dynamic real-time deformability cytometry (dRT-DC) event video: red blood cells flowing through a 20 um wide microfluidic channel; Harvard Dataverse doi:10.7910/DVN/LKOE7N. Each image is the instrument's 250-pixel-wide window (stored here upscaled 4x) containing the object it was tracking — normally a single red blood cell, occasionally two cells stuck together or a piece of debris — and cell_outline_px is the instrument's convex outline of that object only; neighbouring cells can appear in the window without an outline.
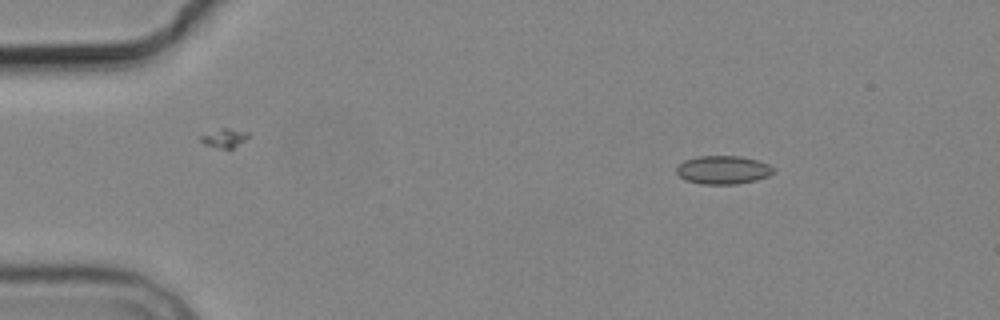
{"species": "common noctule bat (a hibernating species)", "species_latin": "Nyctalus noctula", "temperature_condition": "cold", "stored_images_in_passage": 13, "camera_frame_rate_fps": 3000, "um_per_image_px": 0.085, "animal": {"sex": "male", "body_mass_g": 19.2, "forearm_length_mm": 51.8}, "frame": {"image": 1, "passage_image": 1, "time_ms": 0.0, "image_size_px": [1000, 320], "cell_outline_px": [[776, 172], [768, 176], [756, 180], [736, 184], [700, 184], [684, 180], [676, 172], [676, 168], [684, 160], [700, 156], [740, 156], [756, 160], [768, 164], [776, 168]], "centroid_in_image_um": [61.48, 14.45], "position_along_channel_um": 23.5, "area_um2": 16.13}}
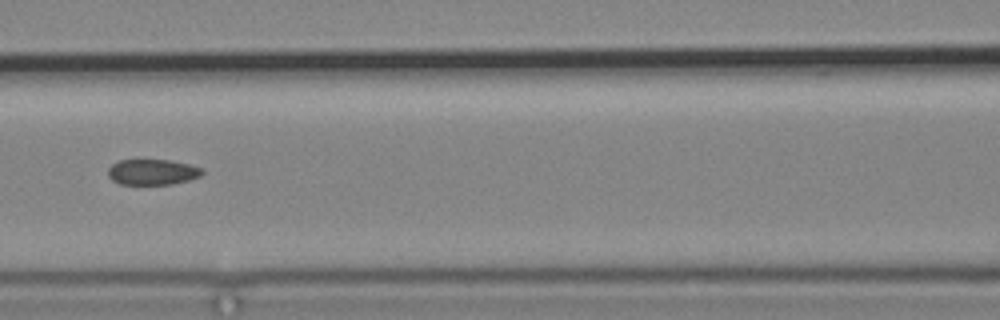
{"frame": {"image": 2, "passage_image": 5, "time_ms": 5.667, "image_size_px": [1000, 320], "cell_outline_px": [[204, 172], [200, 176], [188, 180], [172, 184], [120, 184], [112, 180], [108, 176], [108, 168], [112, 164], [120, 160], [136, 156], [172, 160], [204, 168]], "centroid_in_image_um": [12.92, 14.56], "position_along_channel_um": 153.7, "area_um2": 14.85}}
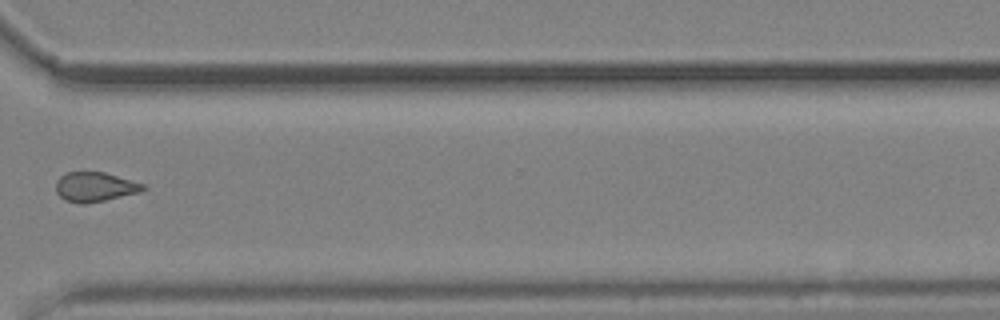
{"frame": {"image": 3, "passage_image": 10, "time_ms": 11.333, "image_size_px": [1000, 320], "cell_outline_px": [[148, 188], [140, 192], [104, 200], [84, 204], [80, 204], [64, 200], [56, 192], [56, 180], [60, 176], [68, 172], [104, 172], [144, 184]], "centroid_in_image_um": [8.05, 15.89], "position_along_channel_um": 362.5, "area_um2": 14.97}, "authors_computed_cell_mechanics": {"area_um2": 15.0858, "velocity_mm_per_s": 3.704, "shape_relaxation_time_tau1_ms": 4.9656, "shape_relaxation_time_tau2_ms": 3.6737, "deformation_change_tau1": 0.0927, "deformation_change_tau2": 0.0843}}